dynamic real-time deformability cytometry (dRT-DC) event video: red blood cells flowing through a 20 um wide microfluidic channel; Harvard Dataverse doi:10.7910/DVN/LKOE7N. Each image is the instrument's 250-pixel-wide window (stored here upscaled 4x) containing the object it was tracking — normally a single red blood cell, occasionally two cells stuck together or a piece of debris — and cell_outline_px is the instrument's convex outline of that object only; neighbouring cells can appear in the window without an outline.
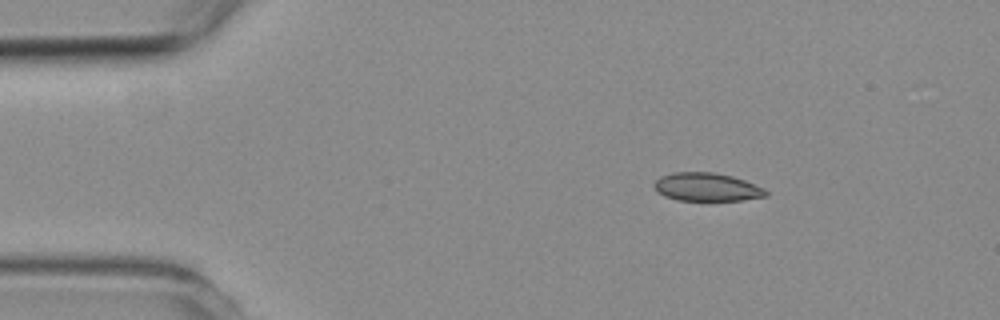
{"species": "common noctule bat (a hibernating species)", "species_latin": "Nyctalus noctula", "temperature_condition": "room temperature", "stored_images_in_passage": 3, "camera_frame_rate_fps": 3000, "um_per_image_px": 0.085, "animal": {"sex": "female", "body_mass_g": 19.3, "forearm_length_mm": 54.1}, "frame": {"image": 1, "passage_image": 1, "time_ms": 0.0, "image_size_px": [1000, 320], "cell_outline_px": [[768, 196], [740, 200], [676, 200], [664, 196], [652, 184], [660, 176], [672, 172], [712, 172], [732, 176], [744, 180], [764, 188], [768, 192]], "centroid_in_image_um": [60.07, 15.89], "position_along_channel_um": 24.9, "area_um2": 18.32}}
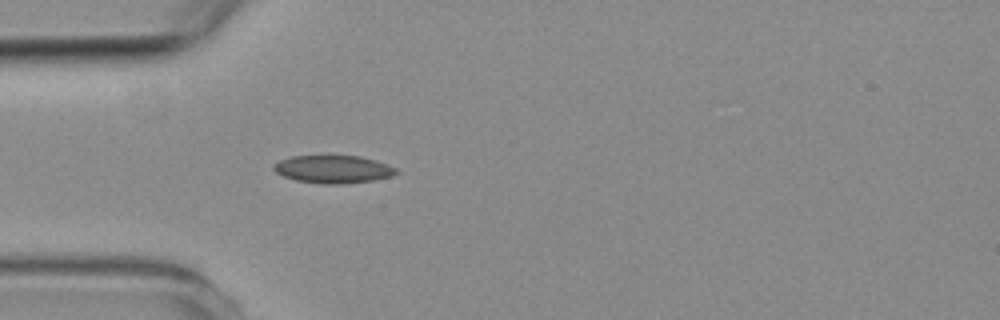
{"frame": {"image": 2, "passage_image": 3, "time_ms": 2.333, "image_size_px": [1000, 320], "cell_outline_px": [[400, 172], [392, 176], [372, 180], [344, 184], [324, 184], [296, 180], [284, 176], [276, 172], [272, 168], [272, 164], [280, 160], [292, 156], [360, 156], [376, 160], [388, 164], [396, 168]], "centroid_in_image_um": [28.34, 14.38], "position_along_channel_um": 56.7, "area_um2": 19.88}}